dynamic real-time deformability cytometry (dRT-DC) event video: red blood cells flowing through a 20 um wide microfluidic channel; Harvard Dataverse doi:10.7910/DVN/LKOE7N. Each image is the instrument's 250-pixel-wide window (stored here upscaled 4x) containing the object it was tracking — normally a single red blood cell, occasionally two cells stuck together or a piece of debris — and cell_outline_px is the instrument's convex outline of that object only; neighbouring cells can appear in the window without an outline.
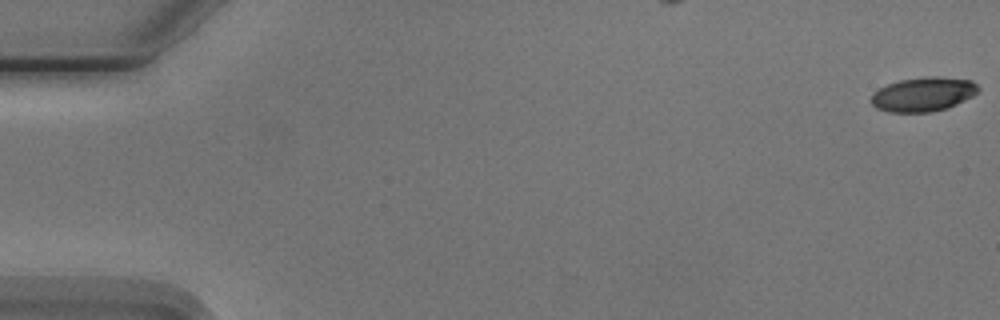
{"species": "Egyptian fruit bat (a non-hibernating species)", "species_latin": "Rousettus aegyptiacus", "temperature_condition": "cold", "stored_images_in_passage": 5, "camera_frame_rate_fps": 3000, "um_per_image_px": 0.085, "animal": {"sex": "male"}, "frame": {"image": 1, "passage_image": 1, "time_ms": 0.0, "image_size_px": [1000, 320], "cell_outline_px": [[980, 88], [972, 96], [948, 108], [932, 112], [888, 112], [876, 108], [872, 104], [872, 92], [888, 84], [900, 80], [928, 76], [940, 76], [972, 80]], "centroid_in_image_um": [78.48, 8.01], "position_along_channel_um": 6.5, "area_um2": 21.39}}